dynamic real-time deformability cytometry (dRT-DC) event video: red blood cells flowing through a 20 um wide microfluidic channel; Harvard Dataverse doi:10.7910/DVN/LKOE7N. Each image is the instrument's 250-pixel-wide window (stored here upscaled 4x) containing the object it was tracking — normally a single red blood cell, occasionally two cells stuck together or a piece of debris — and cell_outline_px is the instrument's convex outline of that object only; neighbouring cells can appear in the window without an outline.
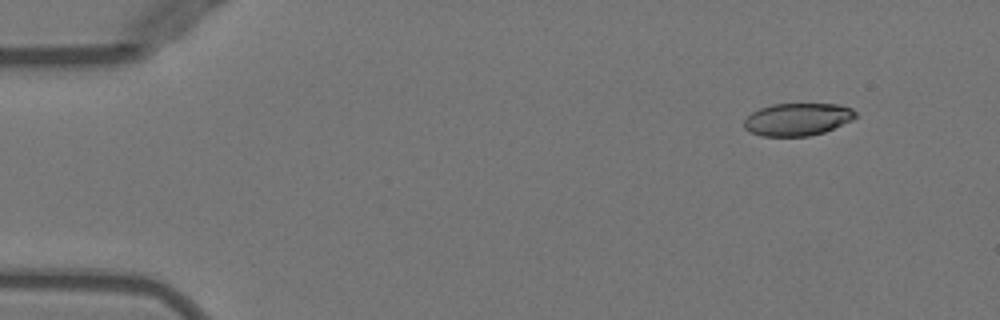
{"species": "Egyptian fruit bat (a non-hibernating species)", "species_latin": "Rousettus aegyptiacus", "temperature_condition": "warm", "stored_images_in_passage": 47, "camera_frame_rate_fps": 3000, "um_per_image_px": 0.085, "animal": {"sex": "female"}, "frame": {"image": 1, "passage_image": 1, "time_ms": 0.0, "image_size_px": [1000, 320], "cell_outline_px": [[856, 116], [852, 120], [824, 132], [808, 136], [760, 136], [744, 128], [744, 120], [752, 112], [760, 108], [772, 104], [836, 104], [852, 108], [856, 112]], "centroid_in_image_um": [67.78, 10.14], "position_along_channel_um": 17.2, "area_um2": 21.04}}
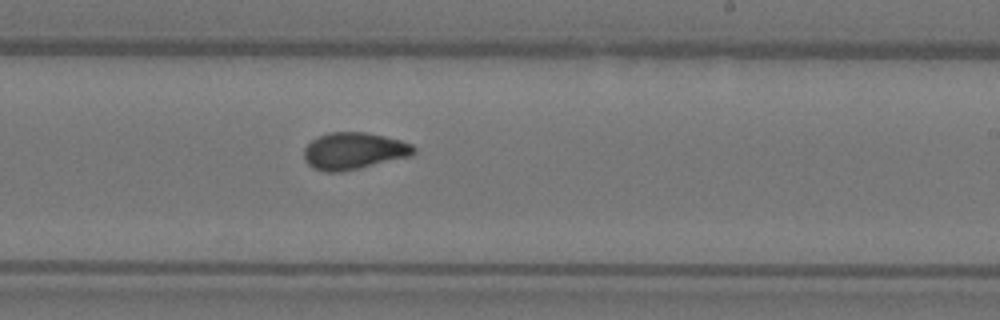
{"frame": {"image": 2, "passage_image": 27, "time_ms": 8.667, "image_size_px": [1000, 320], "cell_outline_px": [[416, 152], [412, 156], [340, 172], [328, 172], [312, 168], [304, 160], [304, 148], [312, 140], [328, 132], [368, 132], [400, 140], [412, 144], [416, 148]], "centroid_in_image_um": [30.08, 12.82], "position_along_channel_um": 258.9, "area_um2": 23.64}}
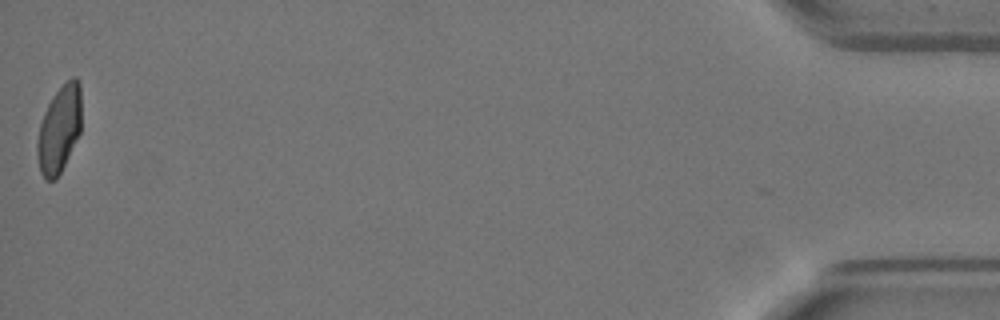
{"frame": {"image": 3, "passage_image": 47, "time_ms": 15.333, "image_size_px": [1000, 320], "cell_outline_px": [[80, 132], [56, 180], [44, 180], [40, 172], [36, 156], [36, 144], [40, 124], [44, 112], [52, 96], [72, 76], [76, 76], [80, 84]], "centroid_in_image_um": [5.01, 11.0], "position_along_channel_um": 430.2, "area_um2": 22.25}, "authors_computed_cell_mechanics": {"area_um2": 23.12, "velocity_mm_per_s": 3.9824, "shape_relaxation_time_tau1_ms": 5.1629, "shape_relaxation_time_tau2_ms": 0.9578, "deformation_change_tau1": 0.179, "deformation_change_tau2": 0.0574}}